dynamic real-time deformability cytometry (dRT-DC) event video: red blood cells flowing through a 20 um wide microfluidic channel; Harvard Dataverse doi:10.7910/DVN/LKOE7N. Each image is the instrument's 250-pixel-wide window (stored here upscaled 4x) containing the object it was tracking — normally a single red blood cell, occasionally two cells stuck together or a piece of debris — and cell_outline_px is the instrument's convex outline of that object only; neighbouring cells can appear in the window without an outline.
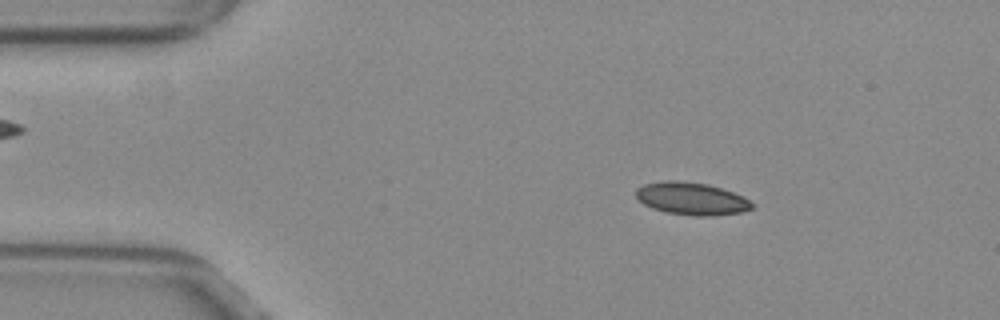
{"species": "common noctule bat (a hibernating species)", "species_latin": "Nyctalus noctula", "temperature_condition": "warm", "stored_images_in_passage": 53, "camera_frame_rate_fps": 3000, "um_per_image_px": 0.085, "animal": {"sex": "female", "body_mass_g": 29.2, "forearm_length_mm": 56.3}, "frame": {"image": 1, "passage_image": 8, "time_ms": 2.333, "image_size_px": [1000, 320], "cell_outline_px": [[756, 204], [752, 208], [740, 212], [712, 216], [696, 216], [668, 212], [652, 208], [636, 200], [636, 188], [644, 184], [664, 180], [676, 180], [708, 184], [744, 196]], "centroid_in_image_um": [58.77, 16.88], "position_along_channel_um": 26.2, "area_um2": 22.08}}
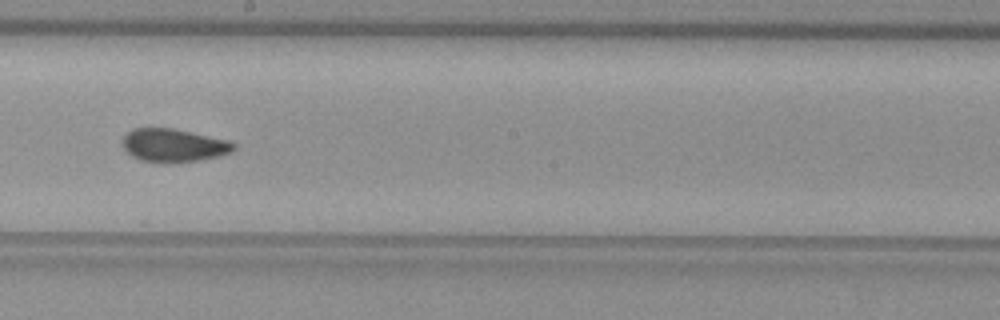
{"frame": {"image": 2, "passage_image": 29, "time_ms": 9.333, "image_size_px": [1000, 320], "cell_outline_px": [[236, 148], [232, 152], [200, 160], [168, 164], [160, 164], [140, 160], [132, 156], [120, 144], [124, 136], [132, 128], [172, 128], [228, 140], [236, 144]], "centroid_in_image_um": [14.73, 12.37], "position_along_channel_um": 233.5, "area_um2": 21.79}}
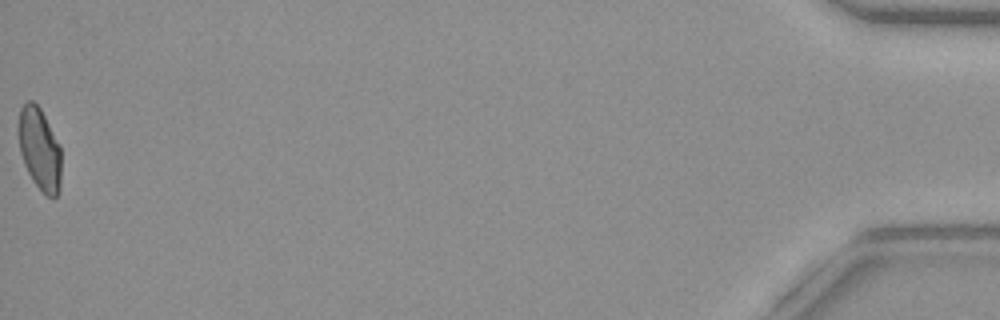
{"frame": {"image": 3, "passage_image": 53, "time_ms": 17.333, "image_size_px": [1000, 320], "cell_outline_px": [[60, 192], [52, 200], [32, 180], [24, 164], [20, 152], [16, 128], [20, 108], [28, 100], [32, 100], [40, 108], [60, 144]], "centroid_in_image_um": [3.34, 12.64], "position_along_channel_um": 431.9, "area_um2": 20.81}, "authors_computed_cell_mechanics": {"area_um2": 21.5016, "velocity_mm_per_s": 3.8527, "shape_relaxation_time_tau1_ms": null, "shape_relaxation_time_tau2_ms": 1.176, "deformation_change_tau1": null, "deformation_change_tau2": 0.0547}}